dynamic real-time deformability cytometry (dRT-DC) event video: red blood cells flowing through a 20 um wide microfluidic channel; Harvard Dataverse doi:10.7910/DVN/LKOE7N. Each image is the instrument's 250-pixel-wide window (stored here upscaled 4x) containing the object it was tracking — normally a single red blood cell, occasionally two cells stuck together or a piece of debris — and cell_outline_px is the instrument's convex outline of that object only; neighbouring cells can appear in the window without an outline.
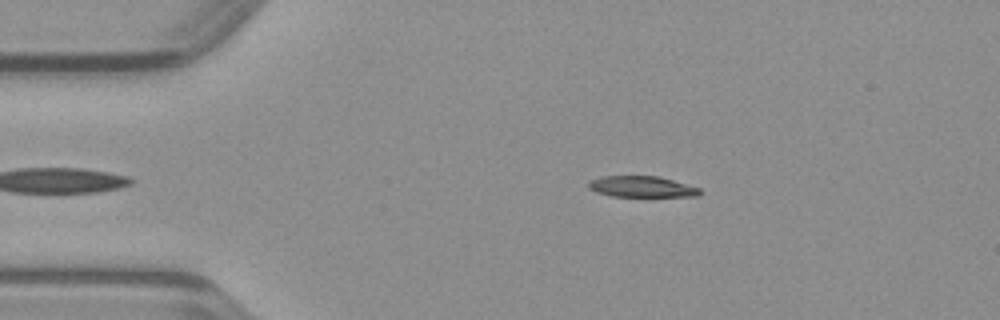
{"species": "common noctule bat (a hibernating species)", "species_latin": "Nyctalus noctula", "temperature_condition": "warm", "stored_images_in_passage": 37, "camera_frame_rate_fps": 3000, "um_per_image_px": 0.085, "animal": {"sex": "male", "body_mass_g": 23.1, "forearm_length_mm": 52.7}, "frame": {"image": 1, "passage_image": 4, "time_ms": 1.0, "image_size_px": [1000, 320], "cell_outline_px": [[700, 192], [696, 196], [612, 196], [596, 192], [588, 188], [588, 180], [604, 176], [660, 176], [700, 188]], "centroid_in_image_um": [54.51, 15.86], "position_along_channel_um": 30.5, "area_um2": 13.58}}
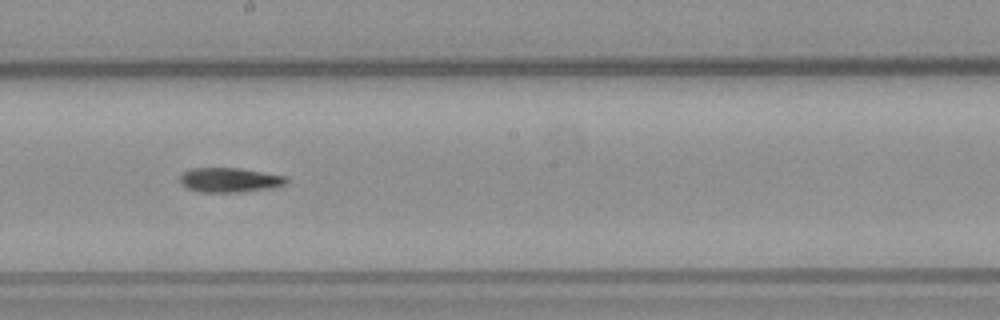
{"frame": {"image": 2, "passage_image": 21, "time_ms": 6.667, "image_size_px": [1000, 320], "cell_outline_px": [[288, 184], [272, 188], [236, 192], [200, 192], [188, 188], [180, 184], [180, 176], [184, 172], [192, 168], [240, 168], [288, 176]], "centroid_in_image_um": [19.56, 15.29], "position_along_channel_um": 228.6, "area_um2": 15.32}}
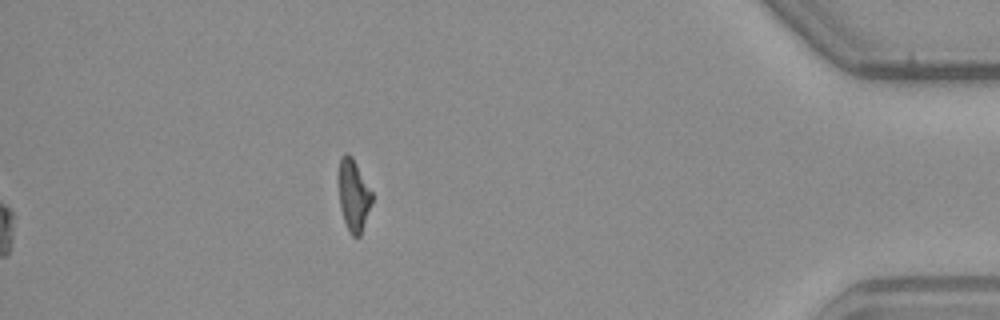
{"frame": {"image": 3, "passage_image": 37, "time_ms": 12.0, "image_size_px": [1000, 320], "cell_outline_px": [[372, 200], [360, 236], [352, 236], [344, 220], [340, 208], [340, 156], [344, 152], [348, 152], [352, 156], [372, 192]], "centroid_in_image_um": [30.06, 16.57], "position_along_channel_um": 405.1, "area_um2": 13.47}}